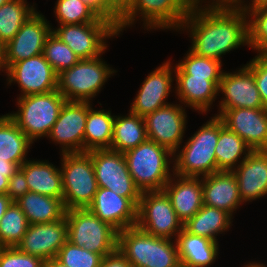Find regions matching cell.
I'll list each match as a JSON object with an SVG mask.
<instances>
[{"label": "cell", "mask_w": 267, "mask_h": 267, "mask_svg": "<svg viewBox=\"0 0 267 267\" xmlns=\"http://www.w3.org/2000/svg\"><path fill=\"white\" fill-rule=\"evenodd\" d=\"M13 201L7 194H0V220Z\"/></svg>", "instance_id": "f907efd6"}, {"label": "cell", "mask_w": 267, "mask_h": 267, "mask_svg": "<svg viewBox=\"0 0 267 267\" xmlns=\"http://www.w3.org/2000/svg\"><path fill=\"white\" fill-rule=\"evenodd\" d=\"M52 32L76 54L79 59L102 56L107 50L106 39L119 36L113 22H92L59 25Z\"/></svg>", "instance_id": "8fae6325"}, {"label": "cell", "mask_w": 267, "mask_h": 267, "mask_svg": "<svg viewBox=\"0 0 267 267\" xmlns=\"http://www.w3.org/2000/svg\"><path fill=\"white\" fill-rule=\"evenodd\" d=\"M252 151L250 146L235 132L227 129L219 118V139L215 148L217 171H233Z\"/></svg>", "instance_id": "d6a6232c"}, {"label": "cell", "mask_w": 267, "mask_h": 267, "mask_svg": "<svg viewBox=\"0 0 267 267\" xmlns=\"http://www.w3.org/2000/svg\"><path fill=\"white\" fill-rule=\"evenodd\" d=\"M25 175L29 191L63 199L60 168L49 161L26 160L19 168Z\"/></svg>", "instance_id": "4316f807"}, {"label": "cell", "mask_w": 267, "mask_h": 267, "mask_svg": "<svg viewBox=\"0 0 267 267\" xmlns=\"http://www.w3.org/2000/svg\"><path fill=\"white\" fill-rule=\"evenodd\" d=\"M211 119V120H210ZM174 153V173L203 177L217 172L215 148L219 139V117L214 115Z\"/></svg>", "instance_id": "277c9868"}, {"label": "cell", "mask_w": 267, "mask_h": 267, "mask_svg": "<svg viewBox=\"0 0 267 267\" xmlns=\"http://www.w3.org/2000/svg\"><path fill=\"white\" fill-rule=\"evenodd\" d=\"M183 60L174 65V75H191L192 77L205 78V80H221L223 70L222 62L201 57L190 50Z\"/></svg>", "instance_id": "d590c367"}, {"label": "cell", "mask_w": 267, "mask_h": 267, "mask_svg": "<svg viewBox=\"0 0 267 267\" xmlns=\"http://www.w3.org/2000/svg\"><path fill=\"white\" fill-rule=\"evenodd\" d=\"M28 226L25 214L16 202H12L0 220V247H16Z\"/></svg>", "instance_id": "8d00e7d4"}, {"label": "cell", "mask_w": 267, "mask_h": 267, "mask_svg": "<svg viewBox=\"0 0 267 267\" xmlns=\"http://www.w3.org/2000/svg\"><path fill=\"white\" fill-rule=\"evenodd\" d=\"M3 53H4V45L0 41V70L1 71H2Z\"/></svg>", "instance_id": "db71d44e"}, {"label": "cell", "mask_w": 267, "mask_h": 267, "mask_svg": "<svg viewBox=\"0 0 267 267\" xmlns=\"http://www.w3.org/2000/svg\"><path fill=\"white\" fill-rule=\"evenodd\" d=\"M174 240L181 267H209L218 258L219 243L211 239L190 234L183 228Z\"/></svg>", "instance_id": "484cf974"}, {"label": "cell", "mask_w": 267, "mask_h": 267, "mask_svg": "<svg viewBox=\"0 0 267 267\" xmlns=\"http://www.w3.org/2000/svg\"><path fill=\"white\" fill-rule=\"evenodd\" d=\"M249 47L267 54V5L248 14Z\"/></svg>", "instance_id": "ab89813d"}, {"label": "cell", "mask_w": 267, "mask_h": 267, "mask_svg": "<svg viewBox=\"0 0 267 267\" xmlns=\"http://www.w3.org/2000/svg\"><path fill=\"white\" fill-rule=\"evenodd\" d=\"M19 168L20 166L17 163L0 161V173H15Z\"/></svg>", "instance_id": "c3c4849f"}, {"label": "cell", "mask_w": 267, "mask_h": 267, "mask_svg": "<svg viewBox=\"0 0 267 267\" xmlns=\"http://www.w3.org/2000/svg\"><path fill=\"white\" fill-rule=\"evenodd\" d=\"M67 241V220L65 215L54 222L29 224L27 232L17 248L46 261L55 258Z\"/></svg>", "instance_id": "d6986e66"}, {"label": "cell", "mask_w": 267, "mask_h": 267, "mask_svg": "<svg viewBox=\"0 0 267 267\" xmlns=\"http://www.w3.org/2000/svg\"><path fill=\"white\" fill-rule=\"evenodd\" d=\"M14 173H0V194H6L9 186V179Z\"/></svg>", "instance_id": "681fc988"}, {"label": "cell", "mask_w": 267, "mask_h": 267, "mask_svg": "<svg viewBox=\"0 0 267 267\" xmlns=\"http://www.w3.org/2000/svg\"><path fill=\"white\" fill-rule=\"evenodd\" d=\"M266 5L267 0H250L249 4H246L245 0H240L235 7L248 15L250 12L260 9Z\"/></svg>", "instance_id": "bcb514c9"}, {"label": "cell", "mask_w": 267, "mask_h": 267, "mask_svg": "<svg viewBox=\"0 0 267 267\" xmlns=\"http://www.w3.org/2000/svg\"><path fill=\"white\" fill-rule=\"evenodd\" d=\"M136 226L144 232L166 239H176L183 229L164 191H144L137 208Z\"/></svg>", "instance_id": "30bf717a"}, {"label": "cell", "mask_w": 267, "mask_h": 267, "mask_svg": "<svg viewBox=\"0 0 267 267\" xmlns=\"http://www.w3.org/2000/svg\"><path fill=\"white\" fill-rule=\"evenodd\" d=\"M137 208L129 198L99 187L87 209L119 232L136 226Z\"/></svg>", "instance_id": "44dd1931"}, {"label": "cell", "mask_w": 267, "mask_h": 267, "mask_svg": "<svg viewBox=\"0 0 267 267\" xmlns=\"http://www.w3.org/2000/svg\"><path fill=\"white\" fill-rule=\"evenodd\" d=\"M218 93H222L223 99H220L219 112L215 114L220 116L224 111L232 108H265L257 89L254 75L246 66H242L236 72L225 71L222 74Z\"/></svg>", "instance_id": "2e32d148"}, {"label": "cell", "mask_w": 267, "mask_h": 267, "mask_svg": "<svg viewBox=\"0 0 267 267\" xmlns=\"http://www.w3.org/2000/svg\"><path fill=\"white\" fill-rule=\"evenodd\" d=\"M115 72L101 56L80 59L58 74L57 90L66 101L90 102Z\"/></svg>", "instance_id": "ba28073f"}, {"label": "cell", "mask_w": 267, "mask_h": 267, "mask_svg": "<svg viewBox=\"0 0 267 267\" xmlns=\"http://www.w3.org/2000/svg\"><path fill=\"white\" fill-rule=\"evenodd\" d=\"M61 155L62 201L65 209L88 208L99 188L90 151Z\"/></svg>", "instance_id": "8992f818"}, {"label": "cell", "mask_w": 267, "mask_h": 267, "mask_svg": "<svg viewBox=\"0 0 267 267\" xmlns=\"http://www.w3.org/2000/svg\"><path fill=\"white\" fill-rule=\"evenodd\" d=\"M192 7L190 0H128L117 22L118 33L132 27L136 18L143 20L144 29H175L180 31Z\"/></svg>", "instance_id": "5b68a950"}, {"label": "cell", "mask_w": 267, "mask_h": 267, "mask_svg": "<svg viewBox=\"0 0 267 267\" xmlns=\"http://www.w3.org/2000/svg\"><path fill=\"white\" fill-rule=\"evenodd\" d=\"M86 120L87 102L65 101L47 138L61 145L62 154L84 152Z\"/></svg>", "instance_id": "e0dca14e"}, {"label": "cell", "mask_w": 267, "mask_h": 267, "mask_svg": "<svg viewBox=\"0 0 267 267\" xmlns=\"http://www.w3.org/2000/svg\"><path fill=\"white\" fill-rule=\"evenodd\" d=\"M87 102V120L84 131V152L94 149H110L115 116L110 110H94Z\"/></svg>", "instance_id": "f546056e"}, {"label": "cell", "mask_w": 267, "mask_h": 267, "mask_svg": "<svg viewBox=\"0 0 267 267\" xmlns=\"http://www.w3.org/2000/svg\"><path fill=\"white\" fill-rule=\"evenodd\" d=\"M119 13L123 10L128 0H107Z\"/></svg>", "instance_id": "f5cc1de1"}, {"label": "cell", "mask_w": 267, "mask_h": 267, "mask_svg": "<svg viewBox=\"0 0 267 267\" xmlns=\"http://www.w3.org/2000/svg\"><path fill=\"white\" fill-rule=\"evenodd\" d=\"M33 142L6 114L0 115V161L21 166L28 160L27 154Z\"/></svg>", "instance_id": "f1b7e54d"}, {"label": "cell", "mask_w": 267, "mask_h": 267, "mask_svg": "<svg viewBox=\"0 0 267 267\" xmlns=\"http://www.w3.org/2000/svg\"><path fill=\"white\" fill-rule=\"evenodd\" d=\"M9 0H0V7L5 4L6 2H8Z\"/></svg>", "instance_id": "9f6ffc18"}, {"label": "cell", "mask_w": 267, "mask_h": 267, "mask_svg": "<svg viewBox=\"0 0 267 267\" xmlns=\"http://www.w3.org/2000/svg\"><path fill=\"white\" fill-rule=\"evenodd\" d=\"M148 139L143 117L129 111L126 116H115L111 150L125 153Z\"/></svg>", "instance_id": "1f68e13d"}, {"label": "cell", "mask_w": 267, "mask_h": 267, "mask_svg": "<svg viewBox=\"0 0 267 267\" xmlns=\"http://www.w3.org/2000/svg\"><path fill=\"white\" fill-rule=\"evenodd\" d=\"M54 7L58 25L112 22L101 17L92 7L81 0H57Z\"/></svg>", "instance_id": "e575fe53"}, {"label": "cell", "mask_w": 267, "mask_h": 267, "mask_svg": "<svg viewBox=\"0 0 267 267\" xmlns=\"http://www.w3.org/2000/svg\"><path fill=\"white\" fill-rule=\"evenodd\" d=\"M37 10L27 0H9L0 7V41L5 45Z\"/></svg>", "instance_id": "836d02e7"}, {"label": "cell", "mask_w": 267, "mask_h": 267, "mask_svg": "<svg viewBox=\"0 0 267 267\" xmlns=\"http://www.w3.org/2000/svg\"><path fill=\"white\" fill-rule=\"evenodd\" d=\"M187 114L183 105L168 104L148 114L144 119L148 139L167 148L173 154L182 146Z\"/></svg>", "instance_id": "9a60e30c"}, {"label": "cell", "mask_w": 267, "mask_h": 267, "mask_svg": "<svg viewBox=\"0 0 267 267\" xmlns=\"http://www.w3.org/2000/svg\"><path fill=\"white\" fill-rule=\"evenodd\" d=\"M171 64L172 62L167 60L148 74L131 103V113L145 118L148 114L170 104L166 100L172 92V83L175 79L174 66Z\"/></svg>", "instance_id": "ac0fdd59"}, {"label": "cell", "mask_w": 267, "mask_h": 267, "mask_svg": "<svg viewBox=\"0 0 267 267\" xmlns=\"http://www.w3.org/2000/svg\"><path fill=\"white\" fill-rule=\"evenodd\" d=\"M232 172L242 202L267 195V150H253Z\"/></svg>", "instance_id": "7402d4cb"}, {"label": "cell", "mask_w": 267, "mask_h": 267, "mask_svg": "<svg viewBox=\"0 0 267 267\" xmlns=\"http://www.w3.org/2000/svg\"><path fill=\"white\" fill-rule=\"evenodd\" d=\"M92 7L101 17L112 21L116 26L120 13L107 0H81Z\"/></svg>", "instance_id": "ee69618b"}, {"label": "cell", "mask_w": 267, "mask_h": 267, "mask_svg": "<svg viewBox=\"0 0 267 267\" xmlns=\"http://www.w3.org/2000/svg\"><path fill=\"white\" fill-rule=\"evenodd\" d=\"M191 4L194 6H236L240 0H190ZM204 1V2H203ZM212 1V2H211ZM203 3H207L202 5Z\"/></svg>", "instance_id": "7dc6e473"}, {"label": "cell", "mask_w": 267, "mask_h": 267, "mask_svg": "<svg viewBox=\"0 0 267 267\" xmlns=\"http://www.w3.org/2000/svg\"><path fill=\"white\" fill-rule=\"evenodd\" d=\"M175 93L178 100L186 107L205 114L216 100L220 80H205L191 75H175Z\"/></svg>", "instance_id": "d4e9b609"}, {"label": "cell", "mask_w": 267, "mask_h": 267, "mask_svg": "<svg viewBox=\"0 0 267 267\" xmlns=\"http://www.w3.org/2000/svg\"><path fill=\"white\" fill-rule=\"evenodd\" d=\"M245 65L253 73L261 101L267 108V54L259 53Z\"/></svg>", "instance_id": "b9f144b4"}, {"label": "cell", "mask_w": 267, "mask_h": 267, "mask_svg": "<svg viewBox=\"0 0 267 267\" xmlns=\"http://www.w3.org/2000/svg\"><path fill=\"white\" fill-rule=\"evenodd\" d=\"M52 28L44 15L38 11L33 13L4 45L2 72L14 63L42 54Z\"/></svg>", "instance_id": "4fadbf2b"}, {"label": "cell", "mask_w": 267, "mask_h": 267, "mask_svg": "<svg viewBox=\"0 0 267 267\" xmlns=\"http://www.w3.org/2000/svg\"><path fill=\"white\" fill-rule=\"evenodd\" d=\"M117 249L132 267H181L174 240L150 235L137 226L118 232Z\"/></svg>", "instance_id": "7a4b0ae2"}, {"label": "cell", "mask_w": 267, "mask_h": 267, "mask_svg": "<svg viewBox=\"0 0 267 267\" xmlns=\"http://www.w3.org/2000/svg\"><path fill=\"white\" fill-rule=\"evenodd\" d=\"M124 156L128 171L141 192L163 191L174 174V167L170 168L174 154L150 139L125 152Z\"/></svg>", "instance_id": "3957f363"}, {"label": "cell", "mask_w": 267, "mask_h": 267, "mask_svg": "<svg viewBox=\"0 0 267 267\" xmlns=\"http://www.w3.org/2000/svg\"><path fill=\"white\" fill-rule=\"evenodd\" d=\"M163 191L170 198L172 207L183 224L203 206L202 177L180 176L174 173Z\"/></svg>", "instance_id": "603a6c76"}, {"label": "cell", "mask_w": 267, "mask_h": 267, "mask_svg": "<svg viewBox=\"0 0 267 267\" xmlns=\"http://www.w3.org/2000/svg\"><path fill=\"white\" fill-rule=\"evenodd\" d=\"M67 267H100L103 257L76 246L68 240L60 248L56 257Z\"/></svg>", "instance_id": "f35d334b"}, {"label": "cell", "mask_w": 267, "mask_h": 267, "mask_svg": "<svg viewBox=\"0 0 267 267\" xmlns=\"http://www.w3.org/2000/svg\"><path fill=\"white\" fill-rule=\"evenodd\" d=\"M8 85L14 82L21 90V96L43 94L58 87V74L47 62L44 54L12 64L6 71Z\"/></svg>", "instance_id": "5bb4252c"}, {"label": "cell", "mask_w": 267, "mask_h": 267, "mask_svg": "<svg viewBox=\"0 0 267 267\" xmlns=\"http://www.w3.org/2000/svg\"><path fill=\"white\" fill-rule=\"evenodd\" d=\"M180 29L190 32L191 52L220 62L226 53L249 46L248 15L235 6L192 5Z\"/></svg>", "instance_id": "6da1fadb"}, {"label": "cell", "mask_w": 267, "mask_h": 267, "mask_svg": "<svg viewBox=\"0 0 267 267\" xmlns=\"http://www.w3.org/2000/svg\"><path fill=\"white\" fill-rule=\"evenodd\" d=\"M219 118L252 150H267V108H232L224 111Z\"/></svg>", "instance_id": "ffe728a7"}, {"label": "cell", "mask_w": 267, "mask_h": 267, "mask_svg": "<svg viewBox=\"0 0 267 267\" xmlns=\"http://www.w3.org/2000/svg\"><path fill=\"white\" fill-rule=\"evenodd\" d=\"M65 101L58 90L17 97L18 111L7 115L34 143L49 135Z\"/></svg>", "instance_id": "52a82bcc"}, {"label": "cell", "mask_w": 267, "mask_h": 267, "mask_svg": "<svg viewBox=\"0 0 267 267\" xmlns=\"http://www.w3.org/2000/svg\"><path fill=\"white\" fill-rule=\"evenodd\" d=\"M243 267H267V265L265 266V264H263V263H255V262H250V263H248L247 265H244Z\"/></svg>", "instance_id": "11a10c76"}, {"label": "cell", "mask_w": 267, "mask_h": 267, "mask_svg": "<svg viewBox=\"0 0 267 267\" xmlns=\"http://www.w3.org/2000/svg\"><path fill=\"white\" fill-rule=\"evenodd\" d=\"M44 57L57 74L71 68L80 59L52 32L44 44Z\"/></svg>", "instance_id": "74e56055"}, {"label": "cell", "mask_w": 267, "mask_h": 267, "mask_svg": "<svg viewBox=\"0 0 267 267\" xmlns=\"http://www.w3.org/2000/svg\"><path fill=\"white\" fill-rule=\"evenodd\" d=\"M100 267H132L124 255L116 249L103 257Z\"/></svg>", "instance_id": "f6af8a7d"}, {"label": "cell", "mask_w": 267, "mask_h": 267, "mask_svg": "<svg viewBox=\"0 0 267 267\" xmlns=\"http://www.w3.org/2000/svg\"><path fill=\"white\" fill-rule=\"evenodd\" d=\"M65 218L67 240L72 244L102 257L117 249L118 231L87 208L66 210Z\"/></svg>", "instance_id": "9c48e42d"}, {"label": "cell", "mask_w": 267, "mask_h": 267, "mask_svg": "<svg viewBox=\"0 0 267 267\" xmlns=\"http://www.w3.org/2000/svg\"><path fill=\"white\" fill-rule=\"evenodd\" d=\"M27 192H29V187L25 175L18 169L9 179V186L6 194L15 202Z\"/></svg>", "instance_id": "7bdbcfd3"}, {"label": "cell", "mask_w": 267, "mask_h": 267, "mask_svg": "<svg viewBox=\"0 0 267 267\" xmlns=\"http://www.w3.org/2000/svg\"><path fill=\"white\" fill-rule=\"evenodd\" d=\"M203 204L222 209L233 217L243 203L232 171H217L202 177Z\"/></svg>", "instance_id": "cb8c5ba5"}, {"label": "cell", "mask_w": 267, "mask_h": 267, "mask_svg": "<svg viewBox=\"0 0 267 267\" xmlns=\"http://www.w3.org/2000/svg\"><path fill=\"white\" fill-rule=\"evenodd\" d=\"M232 216L226 211L207 205L191 217L183 228L193 235H198L218 242V234H223L232 226Z\"/></svg>", "instance_id": "4dcf8cb0"}, {"label": "cell", "mask_w": 267, "mask_h": 267, "mask_svg": "<svg viewBox=\"0 0 267 267\" xmlns=\"http://www.w3.org/2000/svg\"><path fill=\"white\" fill-rule=\"evenodd\" d=\"M44 260L20 251L17 247H0V267H43Z\"/></svg>", "instance_id": "60d3db41"}, {"label": "cell", "mask_w": 267, "mask_h": 267, "mask_svg": "<svg viewBox=\"0 0 267 267\" xmlns=\"http://www.w3.org/2000/svg\"><path fill=\"white\" fill-rule=\"evenodd\" d=\"M15 202L25 214L29 224L54 222L61 219L66 212L60 198L30 191Z\"/></svg>", "instance_id": "83f0119b"}, {"label": "cell", "mask_w": 267, "mask_h": 267, "mask_svg": "<svg viewBox=\"0 0 267 267\" xmlns=\"http://www.w3.org/2000/svg\"><path fill=\"white\" fill-rule=\"evenodd\" d=\"M43 267H67L56 257L44 261Z\"/></svg>", "instance_id": "816d5d0a"}, {"label": "cell", "mask_w": 267, "mask_h": 267, "mask_svg": "<svg viewBox=\"0 0 267 267\" xmlns=\"http://www.w3.org/2000/svg\"><path fill=\"white\" fill-rule=\"evenodd\" d=\"M90 156L98 187L127 197L138 207L142 192L128 171L124 154L111 149H94L90 151Z\"/></svg>", "instance_id": "7c38bea8"}]
</instances>
